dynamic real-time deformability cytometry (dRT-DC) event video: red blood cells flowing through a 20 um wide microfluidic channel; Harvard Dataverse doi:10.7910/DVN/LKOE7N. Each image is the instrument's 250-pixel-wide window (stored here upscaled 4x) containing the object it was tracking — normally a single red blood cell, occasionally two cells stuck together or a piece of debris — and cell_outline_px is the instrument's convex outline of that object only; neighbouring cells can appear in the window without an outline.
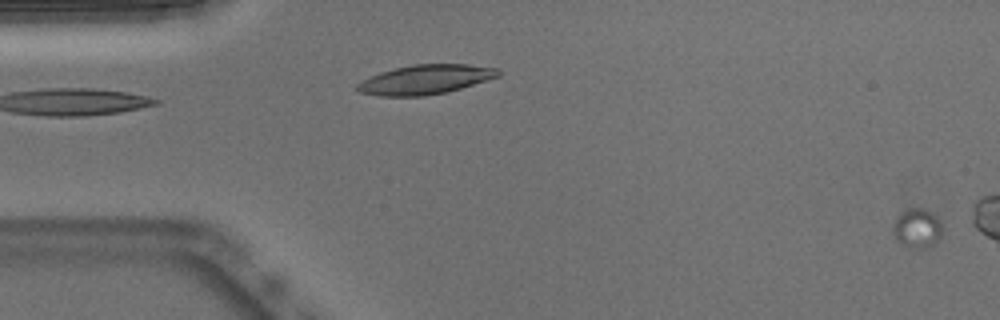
{"species": "Egyptian fruit bat (a non-hibernating species)", "species_latin": "Rousettus aegyptiacus", "temperature_condition": "warm", "stored_images_in_passage": 11, "camera_frame_rate_fps": 3000, "um_per_image_px": 0.085, "animal": {"sex": "male"}, "frame": {"image": 1, "passage_image": 1, "time_ms": 0.0, "image_size_px": [1000, 320], "cell_outline_px": [[944, 228], [940, 240], [936, 244], [928, 248], [912, 248], [896, 240], [892, 232], [892, 224], [896, 216], [900, 212], [908, 208], [920, 208], [936, 216]], "centroid_in_image_um": [77.96, 19.42], "position_along_channel_um": 7.0, "area_um2": 11.62}}